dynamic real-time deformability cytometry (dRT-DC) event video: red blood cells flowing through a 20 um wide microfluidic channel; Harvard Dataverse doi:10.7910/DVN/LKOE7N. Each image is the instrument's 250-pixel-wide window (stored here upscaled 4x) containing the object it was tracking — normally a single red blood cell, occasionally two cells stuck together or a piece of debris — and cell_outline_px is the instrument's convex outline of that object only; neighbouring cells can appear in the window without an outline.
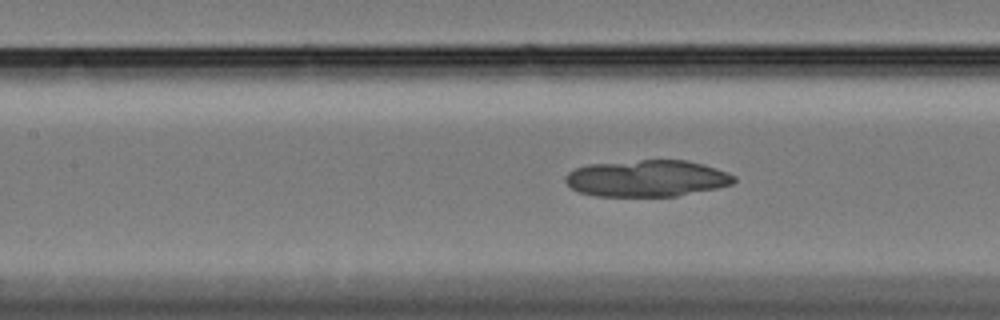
{"species": "Egyptian fruit bat (a non-hibernating species)", "species_latin": "Rousettus aegyptiacus", "temperature_condition": "cold", "stored_images_in_passage": 37, "camera_frame_rate_fps": 3000, "um_per_image_px": 0.085, "animal": {"sex": "female"}, "frame": {"image": 1, "passage_image": 27, "time_ms": 8.667, "image_size_px": [1000, 320], "cell_outline_px": [[736, 180], [732, 184], [716, 188], [676, 196], [596, 196], [580, 192], [572, 188], [564, 180], [564, 176], [568, 172], [576, 168], [588, 164], [640, 160], [688, 160], [704, 164], [728, 172], [736, 176]], "centroid_in_image_um": [55.0, 15.15], "position_along_channel_um": 152.4, "area_um2": 36.07}}
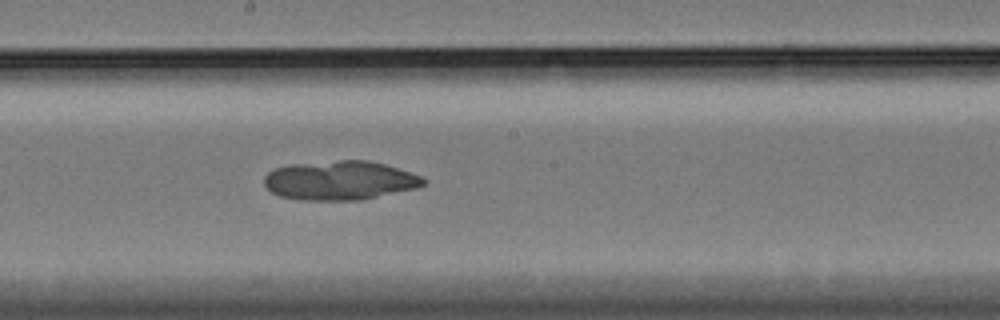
{"frame": {"image": 2, "passage_image": 33, "time_ms": 10.667, "image_size_px": [1000, 320], "cell_outline_px": [[428, 180], [424, 184], [416, 188], [360, 200], [300, 200], [280, 196], [272, 192], [264, 184], [264, 176], [268, 172], [276, 168], [292, 164], [340, 160], [368, 160], [384, 164], [420, 176]], "centroid_in_image_um": [28.87, 15.34], "position_along_channel_um": 219.3, "area_um2": 36.07}}
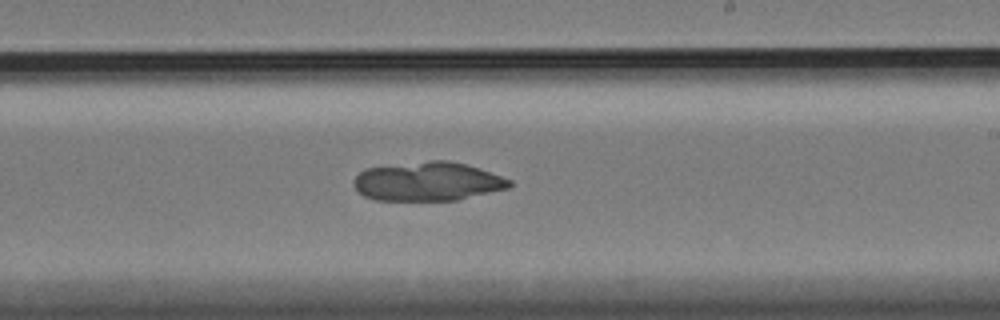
{"frame": {"image": 3, "passage_image": 36, "time_ms": 11.667, "image_size_px": [1000, 320], "cell_outline_px": [[512, 184], [508, 188], [460, 200], [376, 200], [364, 196], [356, 192], [352, 184], [352, 180], [364, 168], [428, 160], [448, 160], [480, 168], [512, 180]], "centroid_in_image_um": [36.33, 15.42], "position_along_channel_um": 252.7, "area_um2": 35.66}}